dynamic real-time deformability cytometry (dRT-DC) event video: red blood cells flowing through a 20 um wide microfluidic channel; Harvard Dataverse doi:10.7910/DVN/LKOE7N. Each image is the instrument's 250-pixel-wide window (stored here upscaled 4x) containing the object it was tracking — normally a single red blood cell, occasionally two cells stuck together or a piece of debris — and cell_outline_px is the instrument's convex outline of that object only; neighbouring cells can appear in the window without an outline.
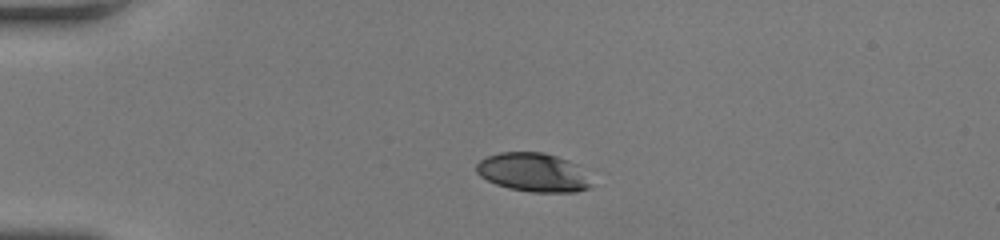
{"species": "human", "species_latin": "Homo sapiens", "temperature_condition": "room temperature", "stored_images_in_passage": 41, "camera_frame_rate_fps": 3000, "um_per_image_px": 0.085, "donor": {"sex": "female"}, "frame": {"image": 1, "passage_image": 1, "time_ms": 0.0, "image_size_px": [1000, 240], "cell_outline_px": [[596, 184], [588, 188], [576, 192], [532, 192], [508, 188], [496, 184], [480, 176], [476, 172], [476, 164], [480, 160], [488, 156], [500, 152], [544, 152], [568, 160], [576, 164]], "centroid_in_image_um": [45.35, 14.66], "position_along_channel_um": 39.6, "area_um2": 26.13}}
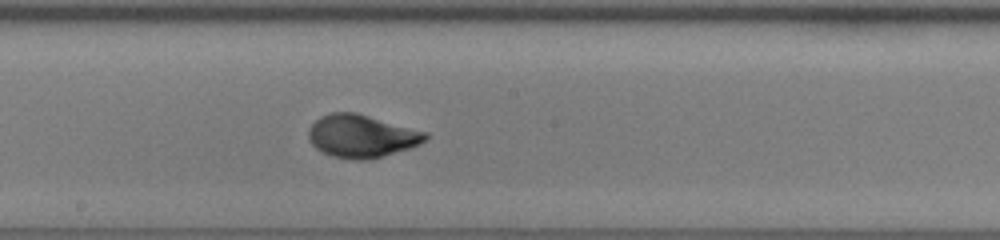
{"frame": {"image": 2, "passage_image": 18, "time_ms": 5.667, "image_size_px": [1000, 240], "cell_outline_px": [[428, 136], [420, 144], [408, 148], [380, 156], [360, 160], [356, 160], [332, 156], [316, 148], [308, 140], [308, 128], [320, 116], [332, 112], [356, 112], [428, 132]], "centroid_in_image_um": [30.7, 11.54], "position_along_channel_um": 217.5, "area_um2": 28.9}}
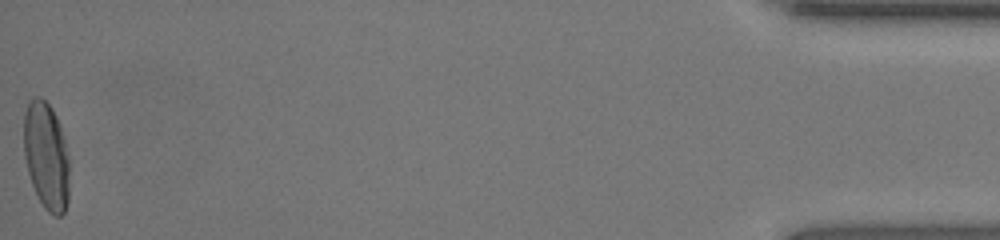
{"frame": {"image": 3, "passage_image": 41, "time_ms": 13.333, "image_size_px": [1000, 240], "cell_outline_px": [[68, 204], [64, 212], [60, 216], [52, 216], [44, 208], [32, 184], [28, 172], [24, 156], [24, 112], [28, 100], [32, 96], [40, 96], [52, 108], [60, 124], [68, 156]], "centroid_in_image_um": [3.92, 13.23], "position_along_channel_um": 431.3, "area_um2": 28.73}, "authors_computed_cell_mechanics": {"area_um2": 27.8596, "velocity_mm_per_s": 3.9838, "shape_relaxation_time_tau1_ms": 3.6044, "shape_relaxation_time_tau2_ms": null, "deformation_change_tau1": 0.1988, "deformation_change_tau2": null}}